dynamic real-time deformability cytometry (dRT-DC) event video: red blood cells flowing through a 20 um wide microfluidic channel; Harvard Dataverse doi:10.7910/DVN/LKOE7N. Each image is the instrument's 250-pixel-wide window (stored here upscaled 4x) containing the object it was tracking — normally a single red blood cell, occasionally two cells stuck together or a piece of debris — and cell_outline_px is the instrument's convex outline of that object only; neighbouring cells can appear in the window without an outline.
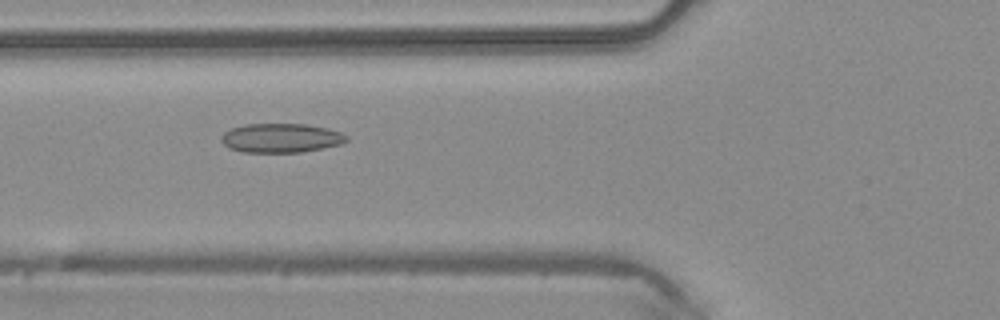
{"species": "common noctule bat (a hibernating species)", "species_latin": "Nyctalus noctula", "temperature_condition": "warm", "stored_images_in_passage": 47, "camera_frame_rate_fps": 3000, "um_per_image_px": 0.085, "animal": {"sex": "male", "body_mass_g": 20.4}, "frame": {"image": 1, "passage_image": 18, "time_ms": 5.667, "image_size_px": [1000, 320], "cell_outline_px": [[348, 140], [340, 144], [324, 148], [300, 152], [244, 152], [228, 148], [220, 140], [220, 136], [224, 132], [232, 128], [244, 124], [304, 124], [328, 128], [340, 132], [348, 136]], "centroid_in_image_um": [23.87, 11.73], "position_along_channel_um": 101.9, "area_um2": 21.33}}
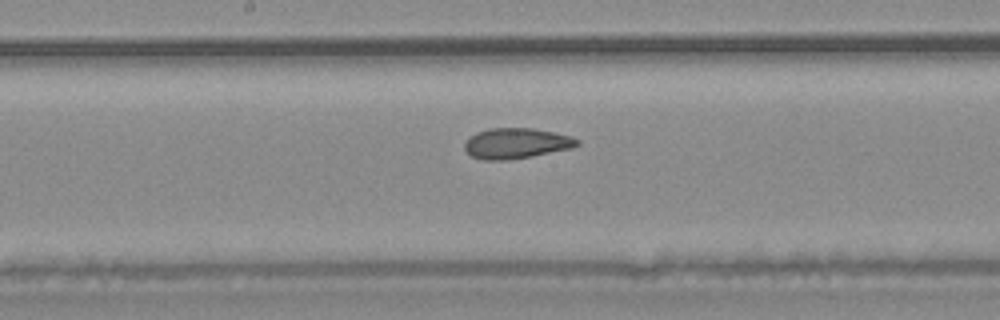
{"frame": {"image": 2, "passage_image": 25, "time_ms": 8.0, "image_size_px": [1000, 320], "cell_outline_px": [[580, 144], [572, 148], [532, 156], [508, 160], [484, 160], [472, 156], [464, 148], [464, 144], [476, 132], [488, 128], [532, 128], [572, 136], [580, 140]], "centroid_in_image_um": [43.91, 12.18], "position_along_channel_um": 204.3, "area_um2": 19.94}}
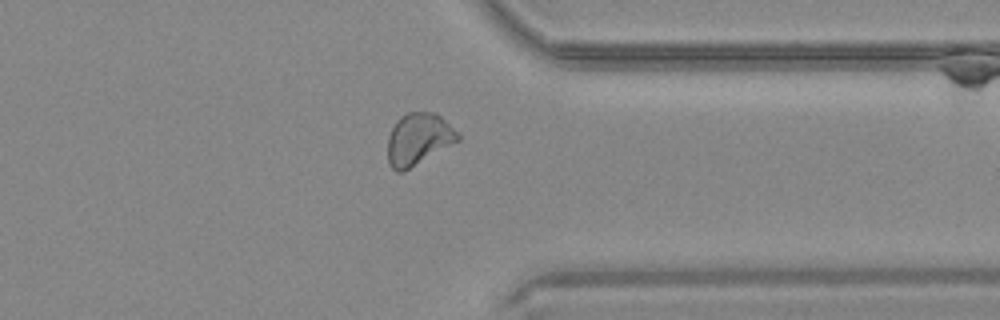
{"frame": {"image": 3, "passage_image": 37, "time_ms": 12.0, "image_size_px": [1000, 320], "cell_outline_px": [[460, 140], [404, 172], [396, 172], [388, 164], [388, 136], [396, 120], [400, 116], [408, 112], [432, 112], [440, 116], [460, 136]], "centroid_in_image_um": [35.53, 11.84], "position_along_channel_um": 375.9, "area_um2": 21.15}}